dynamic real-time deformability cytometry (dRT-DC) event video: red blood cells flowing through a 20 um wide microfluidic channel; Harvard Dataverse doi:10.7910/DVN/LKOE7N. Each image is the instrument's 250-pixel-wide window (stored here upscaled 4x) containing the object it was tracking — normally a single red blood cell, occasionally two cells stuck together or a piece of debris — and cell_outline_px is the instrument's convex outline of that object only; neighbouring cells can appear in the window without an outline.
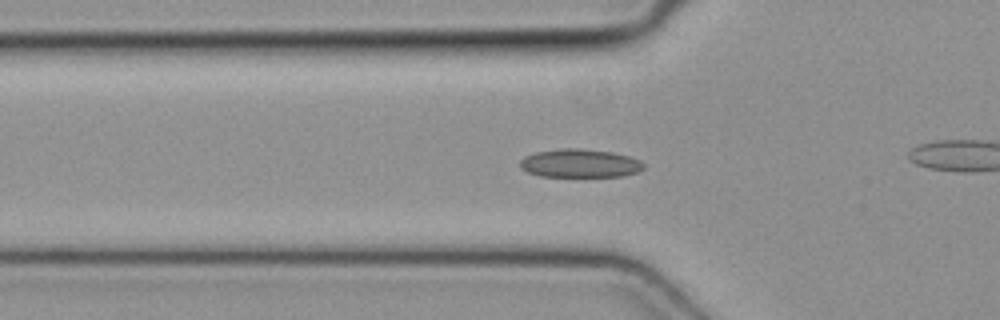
{"species": "common noctule bat (a hibernating species)", "species_latin": "Nyctalus noctula", "temperature_condition": "cold", "stored_images_in_passage": 49, "camera_frame_rate_fps": 3000, "um_per_image_px": 0.085, "animal": {"sex": "female", "body_mass_g": 19.3, "forearm_length_mm": 54.1}, "frame": {"image": 1, "passage_image": 16, "time_ms": 5.0, "image_size_px": [1000, 320], "cell_outline_px": [[644, 168], [640, 172], [624, 176], [540, 176], [528, 172], [520, 168], [520, 160], [524, 156], [536, 152], [560, 148], [580, 148], [612, 152], [628, 156], [640, 160], [644, 164]], "centroid_in_image_um": [49.3, 13.88], "position_along_channel_um": 76.5, "area_um2": 20.58}}
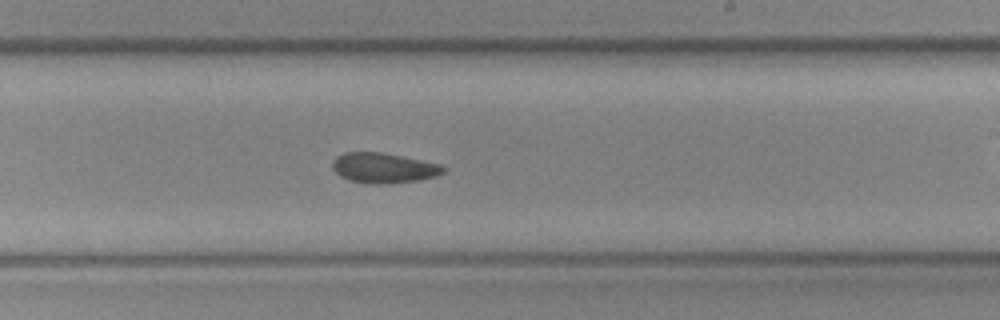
{"frame": {"image": 2, "passage_image": 29, "time_ms": 9.333, "image_size_px": [1000, 320], "cell_outline_px": [[448, 168], [444, 172], [436, 176], [420, 180], [388, 184], [368, 184], [352, 180], [340, 176], [332, 168], [332, 160], [336, 156], [344, 152], [380, 152], [440, 164]], "centroid_in_image_um": [32.6, 14.28], "position_along_channel_um": 256.4, "area_um2": 19.54}}
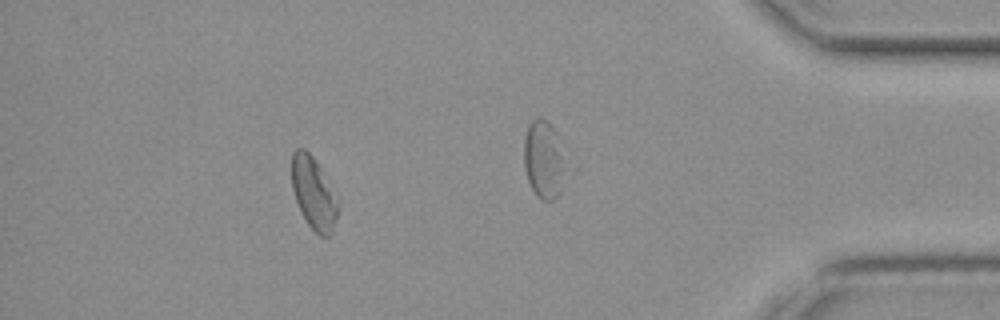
{"frame": {"image": 3, "passage_image": 44, "time_ms": 14.333, "image_size_px": [1000, 320], "cell_outline_px": [[340, 204], [336, 220], [332, 232], [328, 236], [320, 236], [308, 224], [300, 212], [292, 188], [292, 152], [296, 148], [304, 148], [312, 156], [324, 172], [340, 196]], "centroid_in_image_um": [26.71, 16.41], "position_along_channel_um": 408.5, "area_um2": 20.0}}